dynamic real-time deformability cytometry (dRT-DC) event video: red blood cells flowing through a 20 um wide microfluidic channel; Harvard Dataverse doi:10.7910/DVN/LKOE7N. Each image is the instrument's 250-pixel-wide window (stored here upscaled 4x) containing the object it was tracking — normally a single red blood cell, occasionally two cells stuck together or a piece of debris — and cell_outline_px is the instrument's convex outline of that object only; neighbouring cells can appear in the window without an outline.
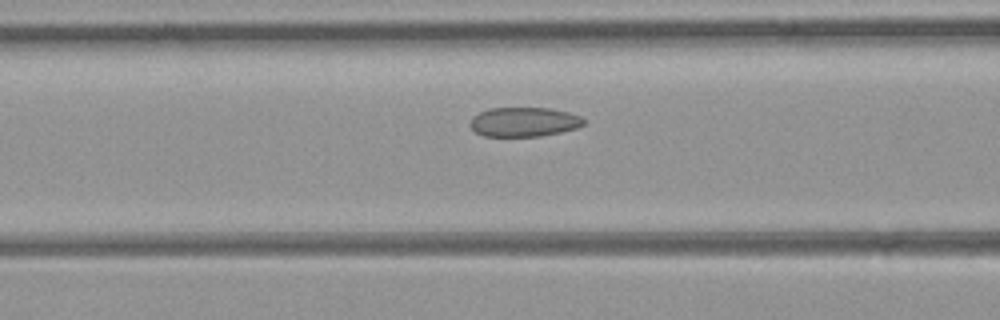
{"species": "common noctule bat (a hibernating species)", "species_latin": "Nyctalus noctula", "temperature_condition": "room temperature", "stored_images_in_passage": 44, "camera_frame_rate_fps": 3000, "um_per_image_px": 0.085, "animal": {"sex": "female", "body_mass_g": 21.9}, "frame": {"image": 1, "passage_image": 16, "time_ms": 5.0, "image_size_px": [1000, 320], "cell_outline_px": [[584, 124], [576, 128], [560, 132], [540, 136], [484, 136], [476, 132], [468, 124], [472, 116], [488, 108], [552, 108], [568, 112], [580, 116], [584, 120]], "centroid_in_image_um": [44.51, 10.36], "position_along_channel_um": 122.1, "area_um2": 19.48}}
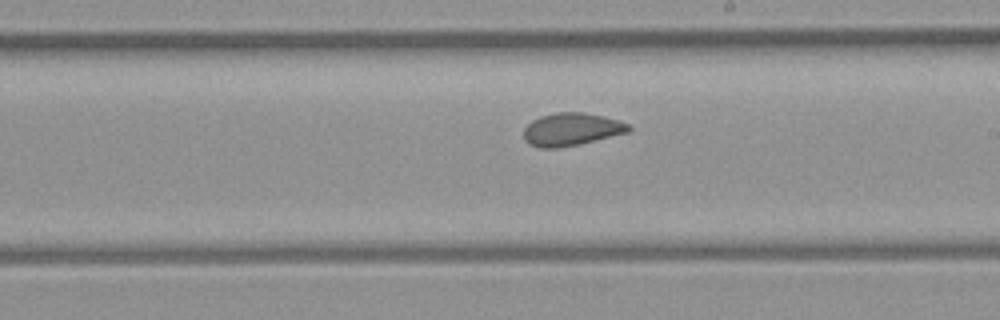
{"frame": {"image": 2, "passage_image": 24, "time_ms": 7.667, "image_size_px": [1000, 320], "cell_outline_px": [[632, 128], [628, 132], [580, 144], [560, 148], [540, 148], [528, 144], [524, 140], [524, 128], [532, 120], [540, 116], [556, 112], [584, 112], [604, 116], [620, 120], [628, 124]], "centroid_in_image_um": [48.56, 10.99], "position_along_channel_um": 240.4, "area_um2": 20.23}}
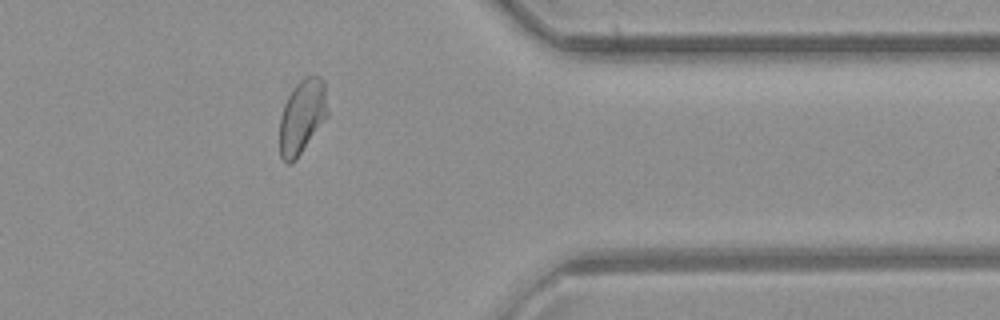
{"frame": {"image": 3, "passage_image": 35, "time_ms": 11.333, "image_size_px": [1000, 320], "cell_outline_px": [[328, 116], [296, 160], [288, 164], [280, 156], [280, 116], [284, 104], [292, 88], [304, 76], [320, 76], [324, 80], [328, 112]], "centroid_in_image_um": [25.68, 9.89], "position_along_channel_um": 385.7, "area_um2": 20.87}, "authors_computed_cell_mechanics": {"area_um2": 20.9525, "velocity_mm_per_s": 4.4346, "shape_relaxation_time_tau1_ms": null, "shape_relaxation_time_tau2_ms": 0.863, "deformation_change_tau1": null, "deformation_change_tau2": 0.058}}